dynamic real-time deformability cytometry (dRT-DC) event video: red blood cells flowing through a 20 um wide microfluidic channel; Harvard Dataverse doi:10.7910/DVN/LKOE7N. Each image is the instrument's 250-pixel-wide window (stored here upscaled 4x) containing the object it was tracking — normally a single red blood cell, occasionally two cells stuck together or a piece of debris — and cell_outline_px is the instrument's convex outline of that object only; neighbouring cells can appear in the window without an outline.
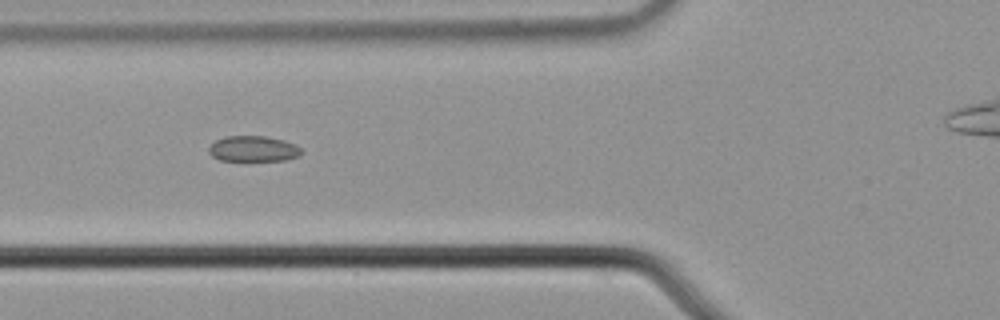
{"species": "common noctule bat (a hibernating species)", "species_latin": "Nyctalus noctula", "temperature_condition": "cold", "stored_images_in_passage": 8, "camera_frame_rate_fps": 3000, "um_per_image_px": 0.085, "animal": {"sex": "male", "body_mass_g": 21.5, "forearm_length_mm": 52.0}, "frame": {"image": 1, "passage_image": 5, "time_ms": 1.333, "image_size_px": [1000, 320], "cell_outline_px": [[300, 156], [284, 160], [220, 160], [212, 156], [208, 152], [208, 148], [216, 140], [224, 136], [264, 136], [284, 140], [296, 144], [300, 148]], "centroid_in_image_um": [21.52, 12.64], "position_along_channel_um": 104.3, "area_um2": 13.76}}
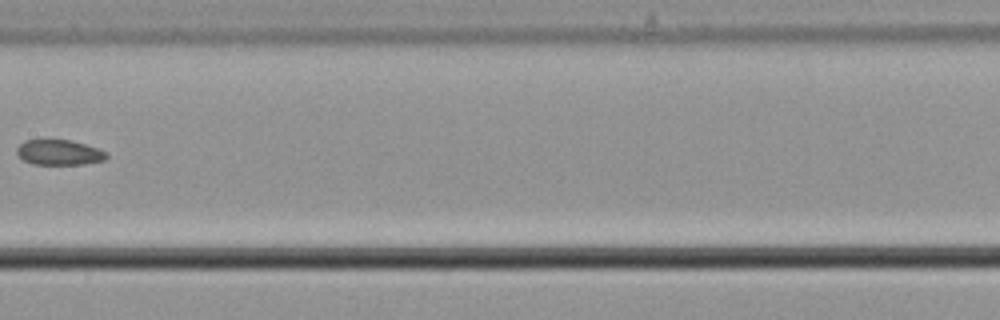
{"frame": {"image": 2, "passage_image": 7, "time_ms": 2.0, "image_size_px": [1000, 320], "cell_outline_px": [[108, 156], [104, 160], [84, 164], [32, 164], [24, 160], [16, 152], [16, 148], [24, 140], [44, 136], [48, 136], [72, 140], [108, 152]], "centroid_in_image_um": [4.97, 12.89], "position_along_channel_um": 202.4, "area_um2": 13.87}}
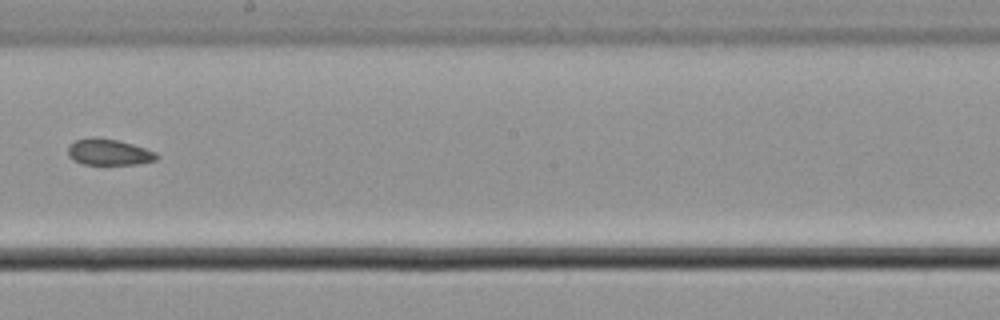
{"frame": {"image": 3, "passage_image": 8, "time_ms": 2.333, "image_size_px": [1000, 320], "cell_outline_px": [[160, 156], [156, 160], [136, 164], [84, 164], [72, 160], [68, 156], [68, 148], [76, 140], [92, 136], [116, 140], [132, 144], [156, 152]], "centroid_in_image_um": [9.25, 12.93], "position_along_channel_um": 239.0, "area_um2": 13.47}}